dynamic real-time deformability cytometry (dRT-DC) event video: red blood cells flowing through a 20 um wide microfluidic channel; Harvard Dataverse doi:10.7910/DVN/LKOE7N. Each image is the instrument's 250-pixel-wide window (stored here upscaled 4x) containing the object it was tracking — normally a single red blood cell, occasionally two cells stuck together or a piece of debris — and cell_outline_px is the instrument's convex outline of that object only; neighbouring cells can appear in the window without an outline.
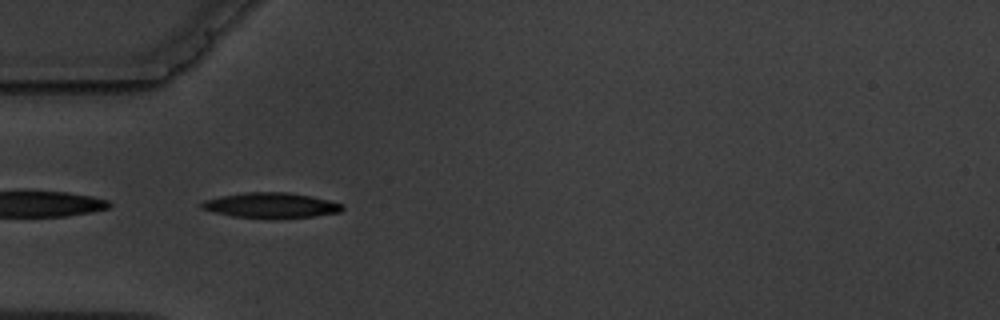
{"species": "common noctule bat (a hibernating species)", "species_latin": "Nyctalus noctula", "temperature_condition": "warm", "stored_images_in_passage": 1, "camera_frame_rate_fps": 3000, "um_per_image_px": 0.085, "animal": {"sex": "male", "body_mass_g": 19.5, "forearm_length_mm": 54.6}, "frame": {"image": 1, "passage_image": 1, "time_ms": 0.0, "image_size_px": [1000, 320], "cell_outline_px": [[344, 208], [340, 212], [312, 216], [232, 216], [200, 208], [200, 204], [204, 200], [220, 196], [244, 192], [288, 192], [312, 196], [344, 204]], "centroid_in_image_um": [23.03, 17.41], "position_along_channel_um": 62.0, "area_um2": 19.94}}